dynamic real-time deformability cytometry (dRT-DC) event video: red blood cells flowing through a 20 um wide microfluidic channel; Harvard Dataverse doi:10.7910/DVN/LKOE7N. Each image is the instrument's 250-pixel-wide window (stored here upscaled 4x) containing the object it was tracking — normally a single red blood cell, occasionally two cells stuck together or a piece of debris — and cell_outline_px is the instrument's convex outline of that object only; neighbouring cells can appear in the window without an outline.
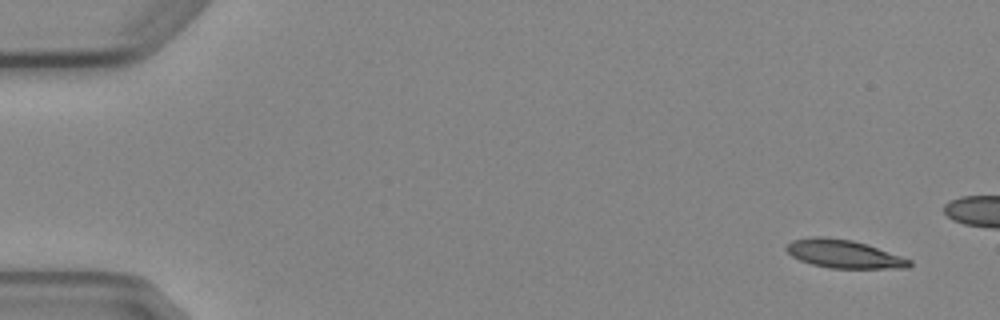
{"species": "Egyptian fruit bat (a non-hibernating species)", "species_latin": "Rousettus aegyptiacus", "temperature_condition": "cold", "stored_images_in_passage": 5, "camera_frame_rate_fps": 3000, "um_per_image_px": 0.085, "animal": {"sex": "female"}, "frame": {"image": 1, "passage_image": 1, "time_ms": 0.0, "image_size_px": [1000, 320], "cell_outline_px": [[912, 264], [908, 268], [828, 268], [812, 264], [800, 260], [792, 256], [784, 248], [792, 240], [812, 236], [824, 236], [852, 240], [868, 244], [912, 260]], "centroid_in_image_um": [71.72, 21.58], "position_along_channel_um": 13.3, "area_um2": 20.35}}